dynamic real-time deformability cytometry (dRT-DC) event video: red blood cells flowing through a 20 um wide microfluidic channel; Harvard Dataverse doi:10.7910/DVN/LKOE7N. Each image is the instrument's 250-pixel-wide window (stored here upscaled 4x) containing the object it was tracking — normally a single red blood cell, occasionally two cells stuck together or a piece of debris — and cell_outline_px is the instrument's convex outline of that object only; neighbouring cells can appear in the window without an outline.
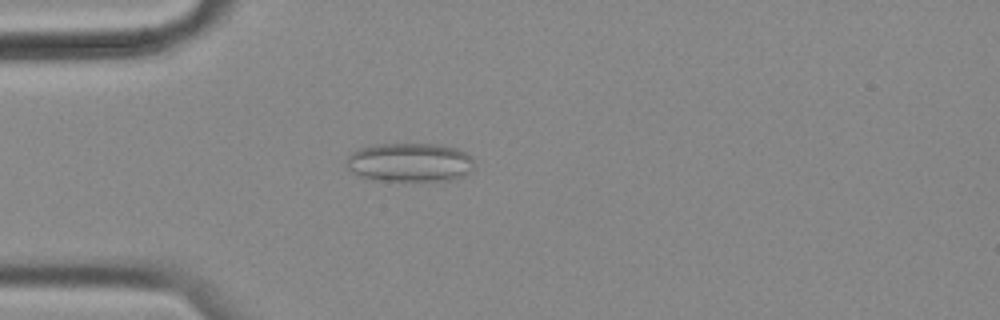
{"species": "common noctule bat (a hibernating species)", "species_latin": "Nyctalus noctula", "temperature_condition": "cold", "stored_images_in_passage": 57, "camera_frame_rate_fps": 3000, "um_per_image_px": 0.085, "animal": {"sex": "female", "body_mass_g": 18.4}, "frame": {"image": 1, "passage_image": 15, "time_ms": 4.667, "image_size_px": [1000, 320], "cell_outline_px": [[472, 168], [464, 176], [448, 180], [384, 180], [360, 176], [352, 172], [348, 168], [348, 156], [352, 152], [360, 148], [376, 144], [432, 144], [456, 148], [472, 156]], "centroid_in_image_um": [34.83, 13.79], "position_along_channel_um": 50.2, "area_um2": 28.44}}
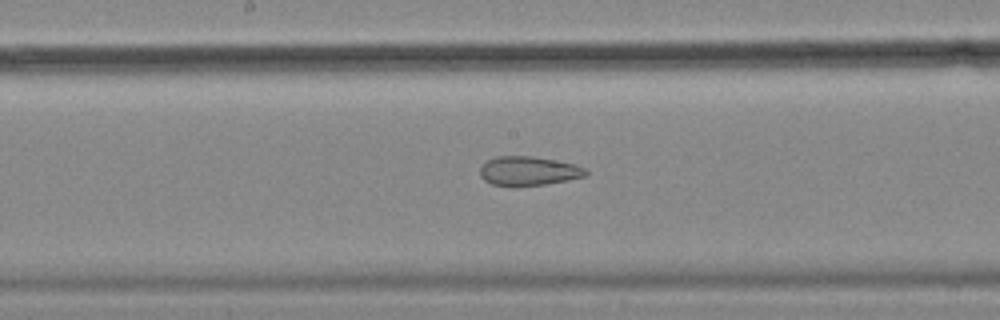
{"frame": {"image": 2, "passage_image": 29, "time_ms": 9.333, "image_size_px": [1000, 320], "cell_outline_px": [[588, 172], [584, 176], [568, 180], [544, 184], [512, 188], [492, 184], [484, 180], [480, 176], [480, 168], [488, 160], [496, 156], [532, 156], [572, 164], [584, 168]], "centroid_in_image_um": [44.86, 14.56], "position_along_channel_um": 203.3, "area_um2": 17.98}}
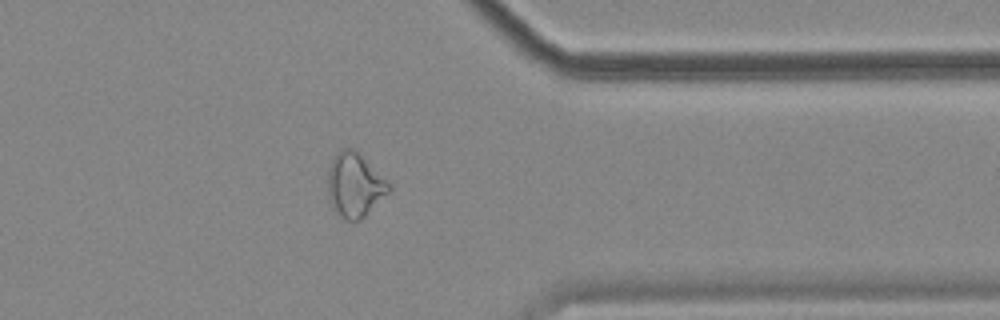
{"frame": {"image": 3, "passage_image": 45, "time_ms": 14.667, "image_size_px": [1000, 320], "cell_outline_px": [[392, 188], [360, 220], [344, 220], [332, 208], [328, 200], [328, 168], [332, 156], [340, 148], [352, 148], [392, 184]], "centroid_in_image_um": [30.11, 15.72], "position_along_channel_um": 381.3, "area_um2": 22.77}, "authors_computed_cell_mechanics": {"area_um2": 23.8136, "velocity_mm_per_s": 3.5094, "shape_relaxation_time_tau1_ms": null, "shape_relaxation_time_tau2_ms": 3.4069, "deformation_change_tau1": null, "deformation_change_tau2": 0.1209}}